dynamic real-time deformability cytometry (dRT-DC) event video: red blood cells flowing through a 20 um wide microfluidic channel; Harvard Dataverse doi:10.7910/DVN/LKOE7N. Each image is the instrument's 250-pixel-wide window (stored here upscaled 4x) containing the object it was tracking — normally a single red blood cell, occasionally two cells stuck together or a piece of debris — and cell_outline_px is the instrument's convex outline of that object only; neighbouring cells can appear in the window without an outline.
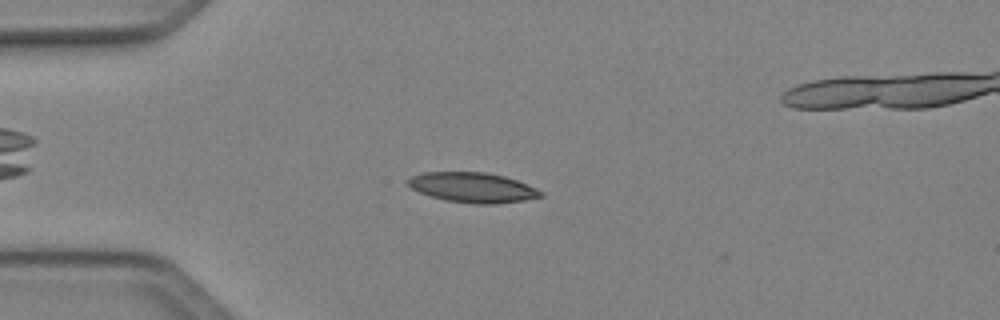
{"species": "Egyptian fruit bat (a non-hibernating species)", "species_latin": "Rousettus aegyptiacus", "temperature_condition": "cold", "stored_images_in_passage": 46, "camera_frame_rate_fps": 3000, "um_per_image_px": 0.085, "animal": {"sex": "female"}, "frame": {"image": 1, "passage_image": 8, "time_ms": 2.333, "image_size_px": [1000, 320], "cell_outline_px": [[544, 196], [524, 200], [496, 204], [472, 204], [444, 200], [420, 192], [412, 188], [408, 184], [408, 180], [412, 176], [424, 172], [484, 172], [504, 176], [516, 180], [544, 192]], "centroid_in_image_um": [40.2, 15.94], "position_along_channel_um": 44.8, "area_um2": 23.06}}
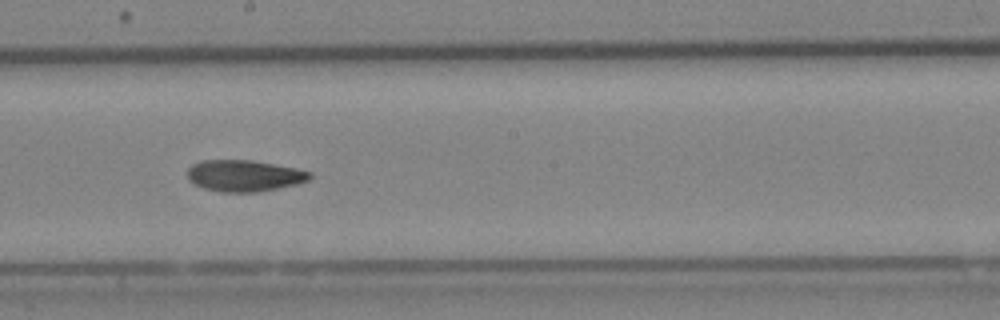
{"frame": {"image": 2, "passage_image": 23, "time_ms": 7.333, "image_size_px": [1000, 320], "cell_outline_px": [[312, 176], [308, 180], [296, 184], [256, 192], [220, 192], [204, 188], [188, 180], [188, 168], [192, 164], [200, 160], [252, 160], [296, 168], [312, 172]], "centroid_in_image_um": [20.74, 14.93], "position_along_channel_um": 227.5, "area_um2": 22.37}}
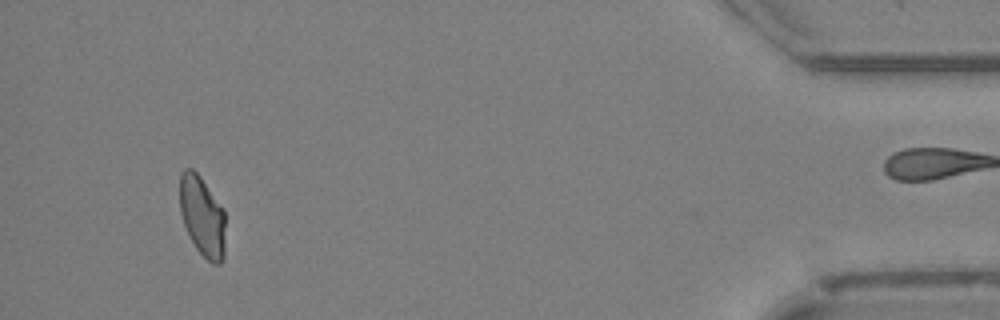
{"frame": {"image": 3, "passage_image": 42, "time_ms": 13.667, "image_size_px": [1000, 320], "cell_outline_px": [[224, 260], [220, 264], [212, 264], [196, 248], [188, 236], [180, 212], [180, 172], [184, 168], [192, 168], [200, 176], [224, 208]], "centroid_in_image_um": [17.19, 18.37], "position_along_channel_um": 418.0, "area_um2": 21.5}}